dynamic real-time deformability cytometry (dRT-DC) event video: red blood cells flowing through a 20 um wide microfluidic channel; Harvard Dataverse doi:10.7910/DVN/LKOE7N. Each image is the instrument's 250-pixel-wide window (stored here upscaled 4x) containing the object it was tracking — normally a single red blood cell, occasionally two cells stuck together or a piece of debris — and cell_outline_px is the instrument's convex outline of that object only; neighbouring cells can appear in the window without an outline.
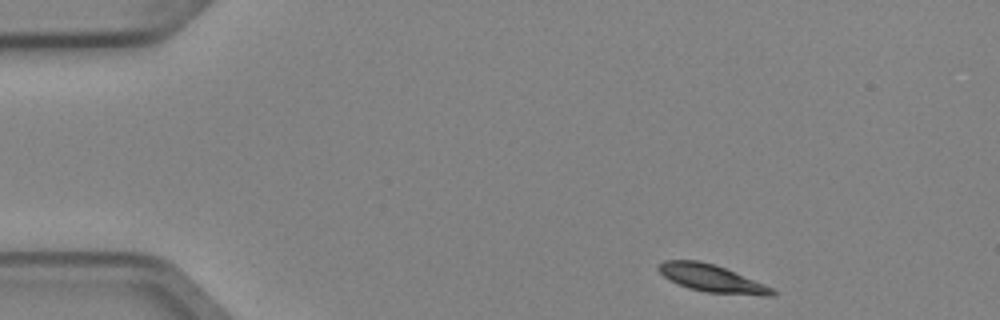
{"species": "Egyptian fruit bat (a non-hibernating species)", "species_latin": "Rousettus aegyptiacus", "temperature_condition": "cold", "stored_images_in_passage": 3, "camera_frame_rate_fps": 3000, "um_per_image_px": 0.085, "animal": {"sex": "female"}, "frame": {"image": 1, "passage_image": 1, "time_ms": 0.0, "image_size_px": [1000, 320], "cell_outline_px": [[776, 296], [760, 296], [704, 292], [688, 288], [664, 276], [656, 268], [664, 260], [700, 260], [724, 268], [764, 284], [772, 288], [776, 292]], "centroid_in_image_um": [60.52, 23.68], "position_along_channel_um": 24.5, "area_um2": 17.98}}